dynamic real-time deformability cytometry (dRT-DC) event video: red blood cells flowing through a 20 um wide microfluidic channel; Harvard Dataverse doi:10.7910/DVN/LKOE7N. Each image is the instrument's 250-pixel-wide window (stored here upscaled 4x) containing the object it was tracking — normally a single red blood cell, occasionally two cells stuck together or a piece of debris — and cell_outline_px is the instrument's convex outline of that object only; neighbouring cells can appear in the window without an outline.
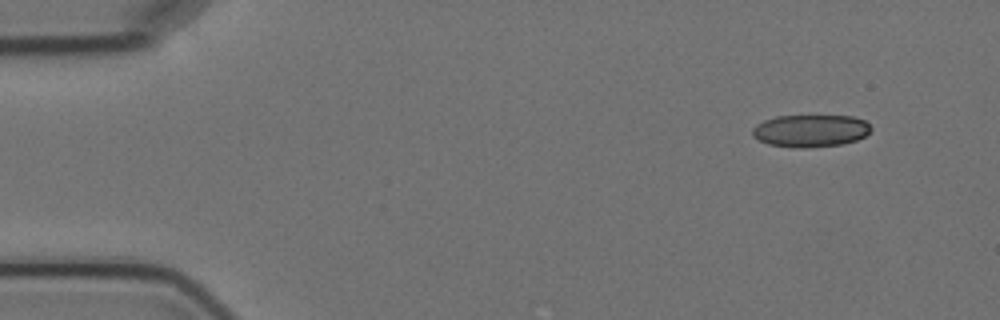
{"species": "Egyptian fruit bat (a non-hibernating species)", "species_latin": "Rousettus aegyptiacus", "temperature_condition": "cold", "stored_images_in_passage": 4, "camera_frame_rate_fps": 3000, "um_per_image_px": 0.085, "animal": {"sex": "female"}, "frame": {"image": 1, "passage_image": 1, "time_ms": 0.0, "image_size_px": [1000, 320], "cell_outline_px": [[872, 128], [864, 136], [856, 140], [840, 144], [804, 148], [796, 148], [768, 144], [752, 136], [752, 128], [756, 124], [764, 120], [776, 116], [852, 116], [864, 120]], "centroid_in_image_um": [68.86, 11.11], "position_along_channel_um": 16.1, "area_um2": 22.25}}
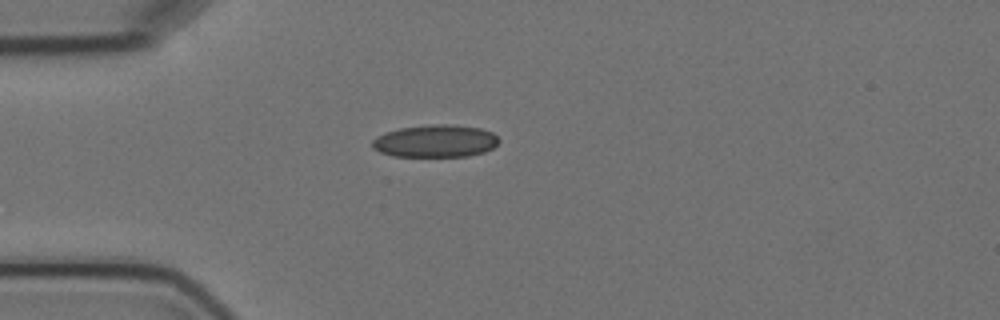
{"frame": {"image": 2, "passage_image": 4, "time_ms": 3.333, "image_size_px": [1000, 320], "cell_outline_px": [[500, 140], [492, 148], [484, 152], [468, 156], [392, 156], [380, 152], [372, 148], [372, 140], [376, 136], [400, 128], [436, 124], [448, 124], [480, 128], [492, 132]], "centroid_in_image_um": [37.0, 11.99], "position_along_channel_um": 48.0, "area_um2": 23.81}}